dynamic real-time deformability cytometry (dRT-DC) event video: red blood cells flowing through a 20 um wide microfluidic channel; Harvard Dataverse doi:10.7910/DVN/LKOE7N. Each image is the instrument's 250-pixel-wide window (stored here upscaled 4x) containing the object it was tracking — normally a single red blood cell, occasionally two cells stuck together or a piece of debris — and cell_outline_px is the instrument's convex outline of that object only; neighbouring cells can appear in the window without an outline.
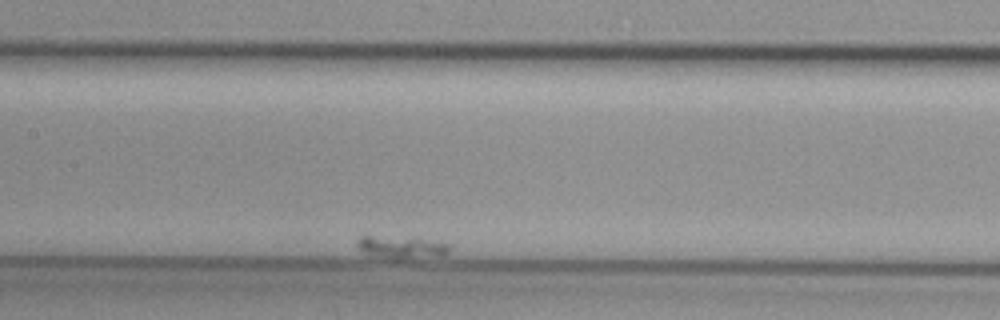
{"species": "common noctule bat (a hibernating species)", "species_latin": "Nyctalus noctula", "temperature_condition": "cold", "stored_images_in_passage": 34, "camera_frame_rate_fps": 3000, "um_per_image_px": 0.085, "animal": {"sex": "female", "body_mass_g": 29.2, "forearm_length_mm": 56.3}, "frame": {"image": 1, "passage_image": 29, "time_ms": 9.333, "image_size_px": [1000, 320], "cell_outline_px": [[448, 252], [444, 256], [396, 260], [392, 260], [372, 256], [364, 252], [356, 244], [360, 236], [416, 236], [448, 244]], "centroid_in_image_um": [34.14, 21.02], "position_along_channel_um": 173.3, "area_um2": 12.72}}